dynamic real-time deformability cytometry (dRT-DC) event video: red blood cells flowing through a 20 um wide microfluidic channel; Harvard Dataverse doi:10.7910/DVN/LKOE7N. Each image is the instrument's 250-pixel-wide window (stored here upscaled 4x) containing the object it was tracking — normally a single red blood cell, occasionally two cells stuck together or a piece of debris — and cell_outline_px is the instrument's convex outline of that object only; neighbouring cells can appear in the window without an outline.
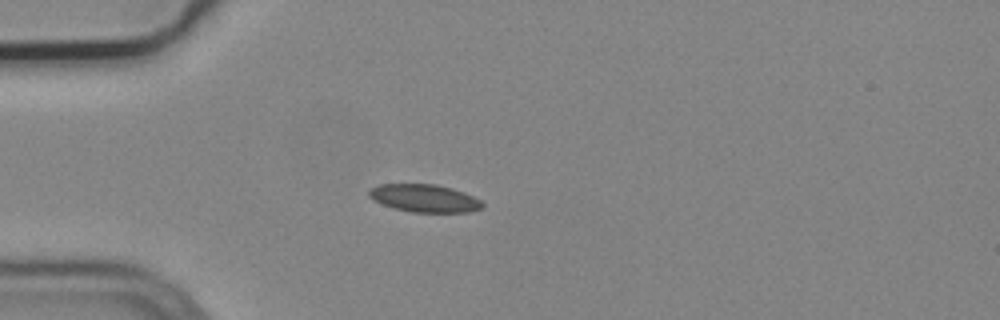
{"species": "common noctule bat (a hibernating species)", "species_latin": "Nyctalus noctula", "temperature_condition": "cold", "stored_images_in_passage": 3, "camera_frame_rate_fps": 3000, "um_per_image_px": 0.085, "animal": {"sex": "male", "body_mass_g": 19.2, "forearm_length_mm": 51.8}, "frame": {"image": 1, "passage_image": 3, "time_ms": 0.667, "image_size_px": [1000, 320], "cell_outline_px": [[484, 208], [468, 212], [412, 212], [396, 208], [372, 200], [368, 196], [368, 192], [372, 188], [380, 184], [436, 184], [452, 188], [464, 192], [480, 200], [484, 204]], "centroid_in_image_um": [36.1, 16.85], "position_along_channel_um": 48.9, "area_um2": 18.26}}